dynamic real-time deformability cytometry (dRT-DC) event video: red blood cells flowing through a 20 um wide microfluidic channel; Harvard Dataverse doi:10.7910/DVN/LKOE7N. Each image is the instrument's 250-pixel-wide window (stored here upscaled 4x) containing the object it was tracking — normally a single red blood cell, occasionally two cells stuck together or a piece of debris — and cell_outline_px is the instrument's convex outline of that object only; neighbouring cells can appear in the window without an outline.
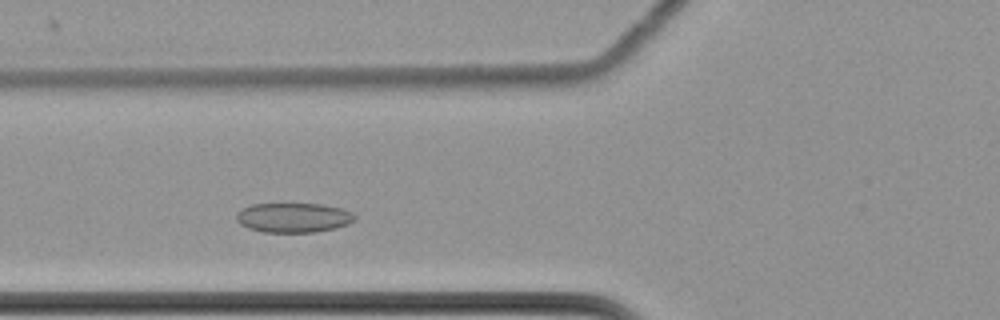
{"species": "common noctule bat (a hibernating species)", "species_latin": "Nyctalus noctula", "temperature_condition": "cold", "stored_images_in_passage": 41, "camera_frame_rate_fps": 3000, "um_per_image_px": 0.085, "animal": {"sex": "female", "body_mass_g": 22.7, "forearm_length_mm": 54.2}, "frame": {"image": 1, "passage_image": 12, "time_ms": 3.667, "image_size_px": [1000, 320], "cell_outline_px": [[356, 220], [348, 224], [336, 228], [316, 232], [264, 232], [248, 228], [240, 224], [236, 220], [236, 212], [240, 208], [252, 204], [324, 204], [340, 208], [352, 212], [356, 216]], "centroid_in_image_um": [24.94, 18.49], "position_along_channel_um": 100.9, "area_um2": 20.63}}
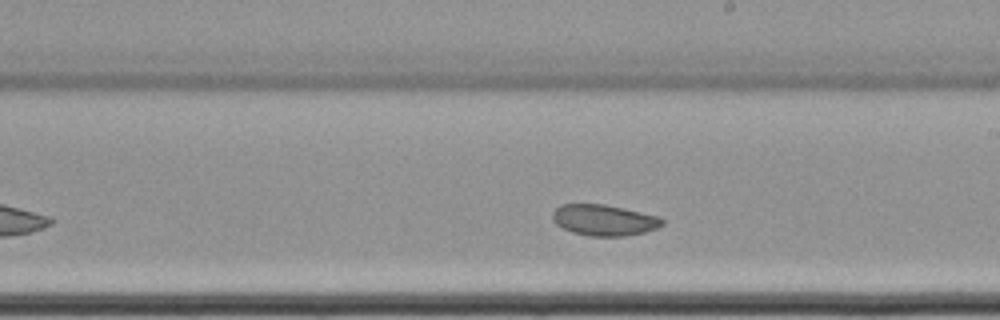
{"frame": {"image": 2, "passage_image": 24, "time_ms": 7.667, "image_size_px": [1000, 320], "cell_outline_px": [[664, 224], [656, 228], [644, 232], [624, 236], [588, 236], [572, 232], [556, 224], [552, 220], [552, 212], [560, 204], [604, 204], [624, 208], [656, 216], [664, 220]], "centroid_in_image_um": [51.31, 18.7], "position_along_channel_um": 237.7, "area_um2": 19.77}}
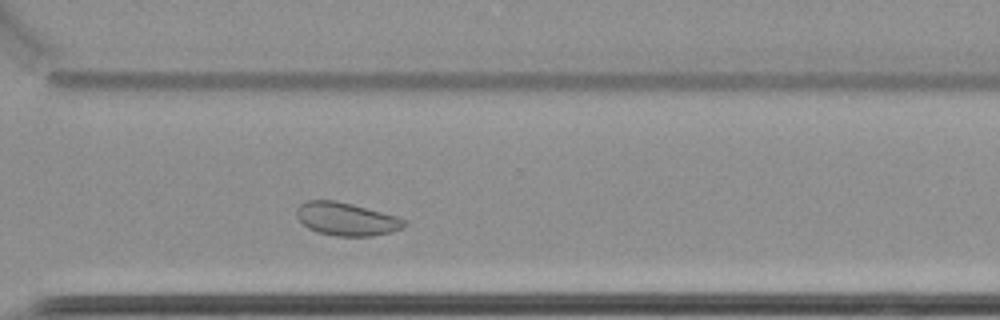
{"frame": {"image": 3, "passage_image": 33, "time_ms": 10.667, "image_size_px": [1000, 320], "cell_outline_px": [[404, 224], [400, 228], [392, 232], [372, 236], [336, 236], [316, 232], [308, 228], [296, 216], [296, 208], [300, 204], [308, 200], [336, 200], [400, 216], [404, 220]], "centroid_in_image_um": [29.43, 18.61], "position_along_channel_um": 341.2, "area_um2": 20.81}, "authors_computed_cell_mechanics": {"area_um2": 20.808, "velocity_mm_per_s": 3.4275, "shape_relaxation_time_tau1_ms": null, "shape_relaxation_time_tau2_ms": 3.6782, "deformation_change_tau1": null, "deformation_change_tau2": 0.0635}}